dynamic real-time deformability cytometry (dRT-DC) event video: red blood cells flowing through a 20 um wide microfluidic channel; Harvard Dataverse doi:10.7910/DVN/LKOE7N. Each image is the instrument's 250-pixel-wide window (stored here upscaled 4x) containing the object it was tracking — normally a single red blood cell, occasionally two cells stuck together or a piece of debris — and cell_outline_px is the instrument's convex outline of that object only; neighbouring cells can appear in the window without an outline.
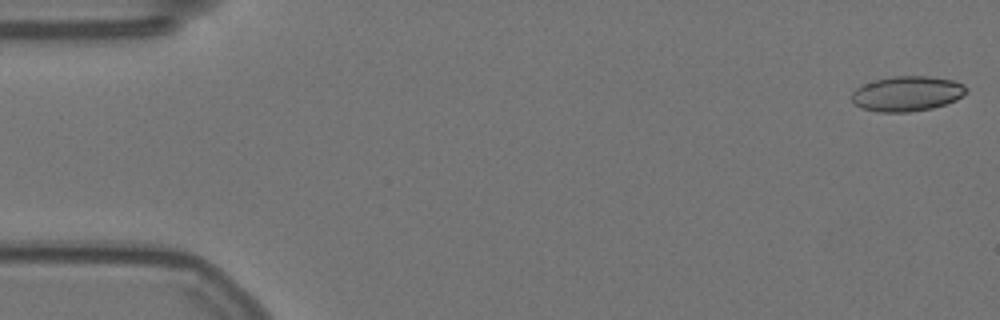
{"species": "Egyptian fruit bat (a non-hibernating species)", "species_latin": "Rousettus aegyptiacus", "temperature_condition": "warm", "stored_images_in_passage": 9, "camera_frame_rate_fps": 3000, "um_per_image_px": 0.085, "animal": {"sex": "female"}, "frame": {"image": 1, "passage_image": 1, "time_ms": 0.0, "image_size_px": [1000, 320], "cell_outline_px": [[968, 92], [956, 100], [932, 108], [908, 112], [880, 112], [860, 108], [852, 104], [852, 92], [860, 84], [892, 76], [928, 76], [952, 80], [964, 84], [968, 88]], "centroid_in_image_um": [77.08, 7.96], "position_along_channel_um": 7.9, "area_um2": 23.64}}